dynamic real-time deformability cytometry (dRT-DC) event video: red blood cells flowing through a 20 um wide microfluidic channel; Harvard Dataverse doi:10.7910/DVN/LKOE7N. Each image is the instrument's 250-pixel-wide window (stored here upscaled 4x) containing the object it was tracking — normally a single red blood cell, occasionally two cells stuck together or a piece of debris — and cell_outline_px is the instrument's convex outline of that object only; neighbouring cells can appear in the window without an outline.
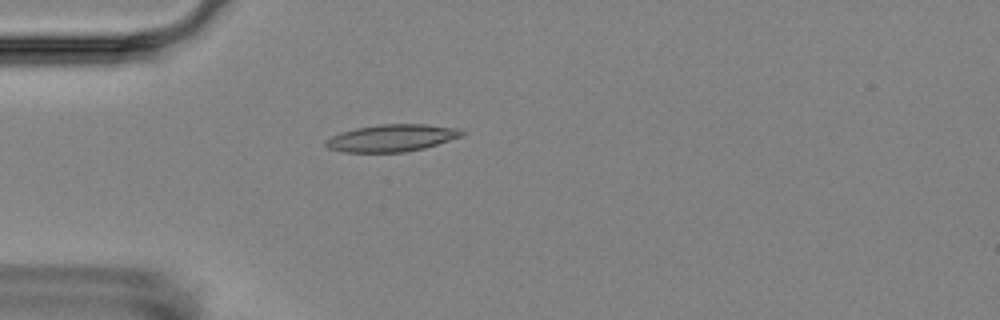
{"species": "Egyptian fruit bat (a non-hibernating species)", "species_latin": "Rousettus aegyptiacus", "temperature_condition": "room temperature", "stored_images_in_passage": 4, "camera_frame_rate_fps": 3000, "um_per_image_px": 0.085, "animal": {"sex": "female"}, "frame": {"image": 1, "passage_image": 4, "time_ms": 4.333, "image_size_px": [1000, 320], "cell_outline_px": [[464, 136], [424, 148], [404, 152], [344, 152], [328, 148], [324, 144], [324, 140], [340, 132], [356, 128], [380, 124], [424, 124], [456, 128], [464, 132]], "centroid_in_image_um": [33.28, 11.73], "position_along_channel_um": 51.7, "area_um2": 21.5}}